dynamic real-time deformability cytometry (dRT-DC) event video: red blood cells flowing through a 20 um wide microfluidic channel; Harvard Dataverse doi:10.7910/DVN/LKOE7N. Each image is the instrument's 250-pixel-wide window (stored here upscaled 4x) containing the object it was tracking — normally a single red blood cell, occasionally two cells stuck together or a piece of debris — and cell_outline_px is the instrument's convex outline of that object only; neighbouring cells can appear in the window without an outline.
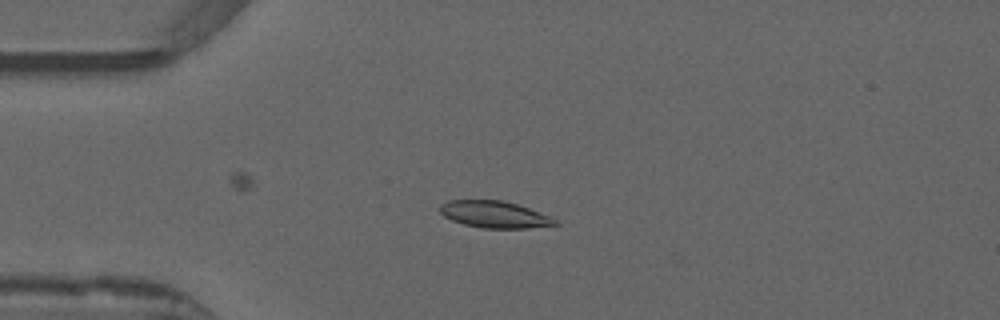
{"species": "common noctule bat (a hibernating species)", "species_latin": "Nyctalus noctula", "temperature_condition": "warm", "stored_images_in_passage": 54, "camera_frame_rate_fps": 3000, "um_per_image_px": 0.085, "animal": {"sex": "male", "forearm_length_mm": 52.5}, "frame": {"image": 1, "passage_image": 13, "time_ms": 4.0, "image_size_px": [1000, 320], "cell_outline_px": [[560, 224], [528, 228], [484, 228], [464, 224], [452, 220], [444, 216], [440, 212], [440, 204], [448, 200], [500, 200], [516, 204], [528, 208], [548, 216], [556, 220]], "centroid_in_image_um": [42.0, 18.23], "position_along_channel_um": 43.0, "area_um2": 17.74}}
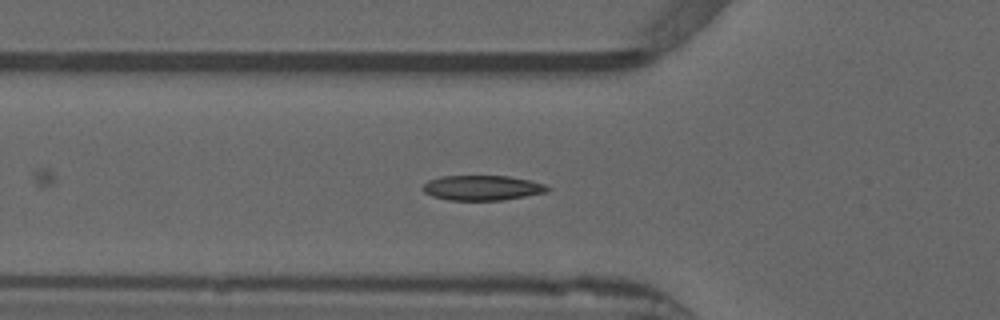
{"frame": {"image": 2, "passage_image": 18, "time_ms": 5.667, "image_size_px": [1000, 320], "cell_outline_px": [[552, 188], [544, 192], [524, 196], [500, 200], [448, 200], [432, 196], [424, 192], [420, 188], [428, 180], [440, 176], [508, 176], [532, 180], [544, 184]], "centroid_in_image_um": [40.95, 15.96], "position_along_channel_um": 84.9, "area_um2": 18.15}}
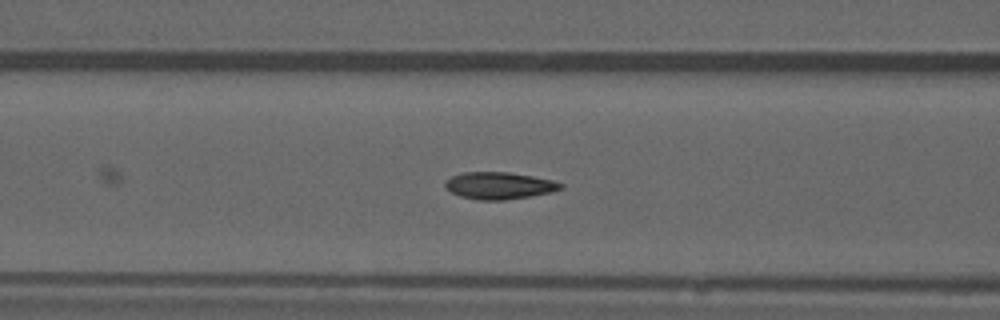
{"frame": {"image": 3, "passage_image": 21, "time_ms": 6.667, "image_size_px": [1000, 320], "cell_outline_px": [[564, 188], [552, 192], [532, 196], [504, 200], [480, 200], [460, 196], [444, 188], [444, 184], [452, 176], [464, 172], [508, 172], [532, 176], [552, 180], [564, 184]], "centroid_in_image_um": [42.46, 15.78], "position_along_channel_um": 124.1, "area_um2": 18.21}, "authors_computed_cell_mechanics": {"area_um2": 18.1492, "velocity_mm_per_s": 3.8658, "shape_relaxation_time_tau1_ms": null, "shape_relaxation_time_tau2_ms": 0.8712, "deformation_change_tau1": null, "deformation_change_tau2": 0.0448}}